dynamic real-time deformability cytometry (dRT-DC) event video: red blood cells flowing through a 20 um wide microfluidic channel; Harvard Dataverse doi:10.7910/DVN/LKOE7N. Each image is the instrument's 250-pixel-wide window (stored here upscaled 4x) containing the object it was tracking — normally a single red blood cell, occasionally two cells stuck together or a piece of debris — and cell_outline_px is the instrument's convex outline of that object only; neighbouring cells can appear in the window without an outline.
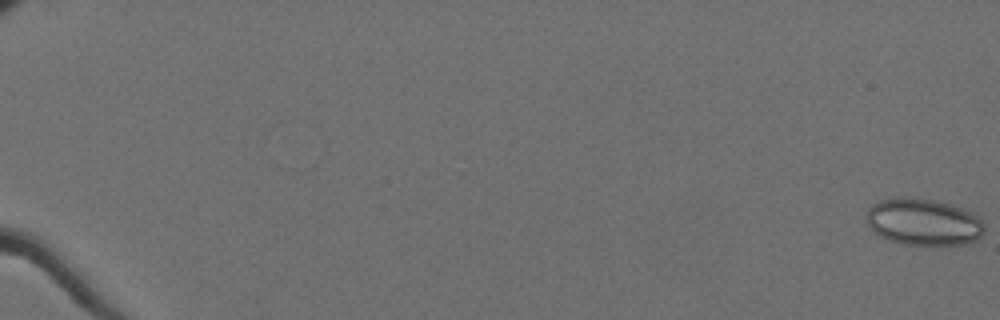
{"species": "Egyptian fruit bat (a non-hibernating species)", "species_latin": "Rousettus aegyptiacus", "temperature_condition": "cold", "stored_images_in_passage": 61, "camera_frame_rate_fps": 3000, "um_per_image_px": 0.085, "animal": {"sex": "female"}, "frame": {"image": 1, "passage_image": 1, "time_ms": 0.0, "image_size_px": [1000, 320], "cell_outline_px": [[984, 232], [976, 240], [964, 244], [904, 244], [880, 236], [872, 232], [868, 224], [868, 208], [872, 204], [880, 200], [904, 196], [908, 196], [936, 200], [960, 208], [980, 216], [984, 224]], "centroid_in_image_um": [78.5, 18.85], "position_along_channel_um": 6.5, "area_um2": 32.08}}
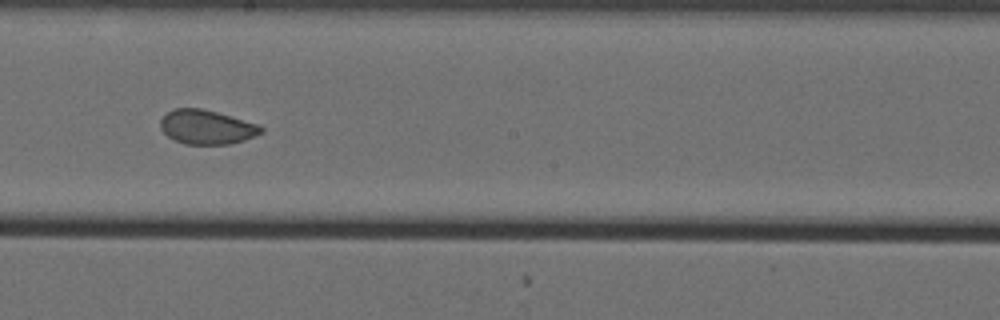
{"frame": {"image": 2, "passage_image": 38, "time_ms": 12.333, "image_size_px": [1000, 320], "cell_outline_px": [[264, 132], [244, 140], [228, 144], [184, 144], [168, 136], [160, 128], [160, 120], [172, 108], [200, 108], [216, 112], [260, 124], [264, 128]], "centroid_in_image_um": [17.59, 10.8], "position_along_channel_um": 230.6, "area_um2": 20.06}}
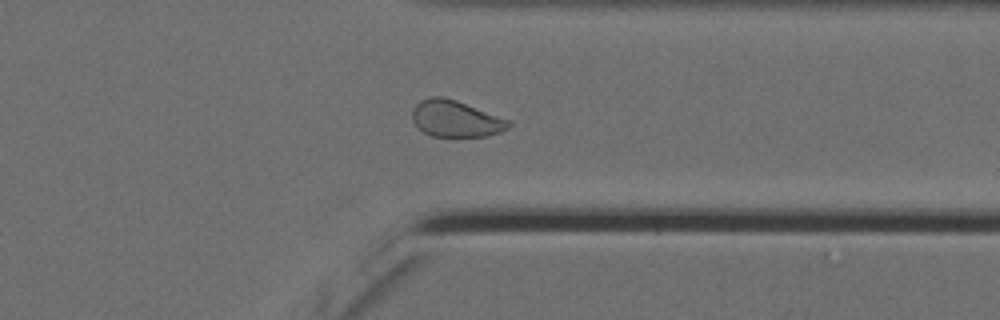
{"frame": {"image": 3, "passage_image": 50, "time_ms": 16.333, "image_size_px": [1000, 320], "cell_outline_px": [[512, 124], [508, 128], [500, 132], [488, 136], [432, 136], [424, 132], [412, 120], [412, 108], [420, 100], [432, 96], [444, 96], [456, 100], [512, 120]], "centroid_in_image_um": [38.76, 10.08], "position_along_channel_um": 372.6, "area_um2": 20.63}, "authors_computed_cell_mechanics": {"area_um2": 22.3108, "velocity_mm_per_s": 3.5625, "shape_relaxation_time_tau1_ms": null, "shape_relaxation_time_tau2_ms": 1.194, "deformation_change_tau1": null, "deformation_change_tau2": 0.0497}}